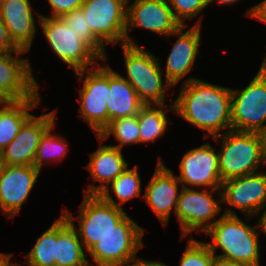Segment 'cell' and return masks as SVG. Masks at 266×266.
<instances>
[{"label": "cell", "mask_w": 266, "mask_h": 266, "mask_svg": "<svg viewBox=\"0 0 266 266\" xmlns=\"http://www.w3.org/2000/svg\"><path fill=\"white\" fill-rule=\"evenodd\" d=\"M182 83L173 101L175 114L202 130L206 138L232 130L231 88L194 77Z\"/></svg>", "instance_id": "6da1fadb"}, {"label": "cell", "mask_w": 266, "mask_h": 266, "mask_svg": "<svg viewBox=\"0 0 266 266\" xmlns=\"http://www.w3.org/2000/svg\"><path fill=\"white\" fill-rule=\"evenodd\" d=\"M258 223L249 226L238 215L221 214L219 220L205 233L211 242H205L215 255L220 249L221 258L245 264L246 266H260V245Z\"/></svg>", "instance_id": "7a4b0ae2"}, {"label": "cell", "mask_w": 266, "mask_h": 266, "mask_svg": "<svg viewBox=\"0 0 266 266\" xmlns=\"http://www.w3.org/2000/svg\"><path fill=\"white\" fill-rule=\"evenodd\" d=\"M220 138L218 163L222 182L256 173L262 165L266 166L259 133L230 130L212 139L218 143Z\"/></svg>", "instance_id": "3957f363"}, {"label": "cell", "mask_w": 266, "mask_h": 266, "mask_svg": "<svg viewBox=\"0 0 266 266\" xmlns=\"http://www.w3.org/2000/svg\"><path fill=\"white\" fill-rule=\"evenodd\" d=\"M126 69V79L146 104H166V89L173 88L163 79L160 60L151 51L140 46L121 45ZM165 81V85L163 83Z\"/></svg>", "instance_id": "277c9868"}, {"label": "cell", "mask_w": 266, "mask_h": 266, "mask_svg": "<svg viewBox=\"0 0 266 266\" xmlns=\"http://www.w3.org/2000/svg\"><path fill=\"white\" fill-rule=\"evenodd\" d=\"M145 229L126 214L87 252L96 266H123L144 247Z\"/></svg>", "instance_id": "5b68a950"}, {"label": "cell", "mask_w": 266, "mask_h": 266, "mask_svg": "<svg viewBox=\"0 0 266 266\" xmlns=\"http://www.w3.org/2000/svg\"><path fill=\"white\" fill-rule=\"evenodd\" d=\"M36 14L47 44L73 72L92 68L103 61L60 17H49L39 11Z\"/></svg>", "instance_id": "8992f818"}, {"label": "cell", "mask_w": 266, "mask_h": 266, "mask_svg": "<svg viewBox=\"0 0 266 266\" xmlns=\"http://www.w3.org/2000/svg\"><path fill=\"white\" fill-rule=\"evenodd\" d=\"M100 62L88 69L74 72L78 82L83 83L79 90V115L99 135L108 126V90L109 88V63ZM84 79V80H83Z\"/></svg>", "instance_id": "52a82bcc"}, {"label": "cell", "mask_w": 266, "mask_h": 266, "mask_svg": "<svg viewBox=\"0 0 266 266\" xmlns=\"http://www.w3.org/2000/svg\"><path fill=\"white\" fill-rule=\"evenodd\" d=\"M266 65L242 89L231 88L232 130L260 133L266 129Z\"/></svg>", "instance_id": "ba28073f"}, {"label": "cell", "mask_w": 266, "mask_h": 266, "mask_svg": "<svg viewBox=\"0 0 266 266\" xmlns=\"http://www.w3.org/2000/svg\"><path fill=\"white\" fill-rule=\"evenodd\" d=\"M214 194L218 199H214ZM221 189L184 188L180 191L174 216L180 225V239L192 234L206 232L219 218L222 210Z\"/></svg>", "instance_id": "9c48e42d"}, {"label": "cell", "mask_w": 266, "mask_h": 266, "mask_svg": "<svg viewBox=\"0 0 266 266\" xmlns=\"http://www.w3.org/2000/svg\"><path fill=\"white\" fill-rule=\"evenodd\" d=\"M127 1L84 0L81 5L92 33L105 47L126 44Z\"/></svg>", "instance_id": "30bf717a"}, {"label": "cell", "mask_w": 266, "mask_h": 266, "mask_svg": "<svg viewBox=\"0 0 266 266\" xmlns=\"http://www.w3.org/2000/svg\"><path fill=\"white\" fill-rule=\"evenodd\" d=\"M221 192L222 204L231 206L225 208L223 214L237 215L234 212L237 209L247 220L258 217V213L266 206V171L225 180Z\"/></svg>", "instance_id": "8fae6325"}, {"label": "cell", "mask_w": 266, "mask_h": 266, "mask_svg": "<svg viewBox=\"0 0 266 266\" xmlns=\"http://www.w3.org/2000/svg\"><path fill=\"white\" fill-rule=\"evenodd\" d=\"M79 209L80 213L75 217L78 220L76 228L87 252L127 214L99 195L84 194Z\"/></svg>", "instance_id": "7c38bea8"}, {"label": "cell", "mask_w": 266, "mask_h": 266, "mask_svg": "<svg viewBox=\"0 0 266 266\" xmlns=\"http://www.w3.org/2000/svg\"><path fill=\"white\" fill-rule=\"evenodd\" d=\"M27 52L20 50L0 55V102L34 98L40 92L29 57H21Z\"/></svg>", "instance_id": "4fadbf2b"}, {"label": "cell", "mask_w": 266, "mask_h": 266, "mask_svg": "<svg viewBox=\"0 0 266 266\" xmlns=\"http://www.w3.org/2000/svg\"><path fill=\"white\" fill-rule=\"evenodd\" d=\"M131 1L133 0L127 1L126 45L138 46L129 34L131 29L144 28L165 38L181 26L175 19L168 0Z\"/></svg>", "instance_id": "5bb4252c"}, {"label": "cell", "mask_w": 266, "mask_h": 266, "mask_svg": "<svg viewBox=\"0 0 266 266\" xmlns=\"http://www.w3.org/2000/svg\"><path fill=\"white\" fill-rule=\"evenodd\" d=\"M180 187L221 189L218 152L210 143L187 151L179 162Z\"/></svg>", "instance_id": "9a60e30c"}, {"label": "cell", "mask_w": 266, "mask_h": 266, "mask_svg": "<svg viewBox=\"0 0 266 266\" xmlns=\"http://www.w3.org/2000/svg\"><path fill=\"white\" fill-rule=\"evenodd\" d=\"M57 110L40 116L32 114L16 137L0 151L2 165L34 166L37 148L43 134L55 123Z\"/></svg>", "instance_id": "2e32d148"}, {"label": "cell", "mask_w": 266, "mask_h": 266, "mask_svg": "<svg viewBox=\"0 0 266 266\" xmlns=\"http://www.w3.org/2000/svg\"><path fill=\"white\" fill-rule=\"evenodd\" d=\"M200 17L189 29L184 30L188 26L181 25L175 32L166 37V39L178 37L172 45L165 65V79L172 86H176L192 71L194 63L201 53L199 49L203 16Z\"/></svg>", "instance_id": "e0dca14e"}, {"label": "cell", "mask_w": 266, "mask_h": 266, "mask_svg": "<svg viewBox=\"0 0 266 266\" xmlns=\"http://www.w3.org/2000/svg\"><path fill=\"white\" fill-rule=\"evenodd\" d=\"M34 166L2 165L0 171V210L6 218L18 215L40 174Z\"/></svg>", "instance_id": "ac0fdd59"}, {"label": "cell", "mask_w": 266, "mask_h": 266, "mask_svg": "<svg viewBox=\"0 0 266 266\" xmlns=\"http://www.w3.org/2000/svg\"><path fill=\"white\" fill-rule=\"evenodd\" d=\"M182 185L161 156L158 158L154 174L146 185L143 200L150 206L163 226L169 223L171 212L175 214Z\"/></svg>", "instance_id": "d6986e66"}, {"label": "cell", "mask_w": 266, "mask_h": 266, "mask_svg": "<svg viewBox=\"0 0 266 266\" xmlns=\"http://www.w3.org/2000/svg\"><path fill=\"white\" fill-rule=\"evenodd\" d=\"M96 137L101 142L100 146L89 154L90 159L85 168L89 171L93 181L100 182V184L90 183L88 188L84 189L83 195H98L129 166L122 153L123 150L111 146V144H103V138L99 135Z\"/></svg>", "instance_id": "ffe728a7"}, {"label": "cell", "mask_w": 266, "mask_h": 266, "mask_svg": "<svg viewBox=\"0 0 266 266\" xmlns=\"http://www.w3.org/2000/svg\"><path fill=\"white\" fill-rule=\"evenodd\" d=\"M30 0H5L0 5V17L9 37L21 50L30 52L38 28Z\"/></svg>", "instance_id": "44dd1931"}, {"label": "cell", "mask_w": 266, "mask_h": 266, "mask_svg": "<svg viewBox=\"0 0 266 266\" xmlns=\"http://www.w3.org/2000/svg\"><path fill=\"white\" fill-rule=\"evenodd\" d=\"M74 216L68 209L56 220L55 266H92L78 236Z\"/></svg>", "instance_id": "7402d4cb"}, {"label": "cell", "mask_w": 266, "mask_h": 266, "mask_svg": "<svg viewBox=\"0 0 266 266\" xmlns=\"http://www.w3.org/2000/svg\"><path fill=\"white\" fill-rule=\"evenodd\" d=\"M107 110L108 125L111 121L137 115L145 105L133 86L109 66Z\"/></svg>", "instance_id": "603a6c76"}, {"label": "cell", "mask_w": 266, "mask_h": 266, "mask_svg": "<svg viewBox=\"0 0 266 266\" xmlns=\"http://www.w3.org/2000/svg\"><path fill=\"white\" fill-rule=\"evenodd\" d=\"M41 98L39 92L34 98L0 102V151L16 137L24 122L32 115L29 111L39 106Z\"/></svg>", "instance_id": "cb8c5ba5"}, {"label": "cell", "mask_w": 266, "mask_h": 266, "mask_svg": "<svg viewBox=\"0 0 266 266\" xmlns=\"http://www.w3.org/2000/svg\"><path fill=\"white\" fill-rule=\"evenodd\" d=\"M167 104H146L140 109L137 114L140 143L155 142L164 136L169 123L167 111L175 113L174 104Z\"/></svg>", "instance_id": "d4e9b609"}, {"label": "cell", "mask_w": 266, "mask_h": 266, "mask_svg": "<svg viewBox=\"0 0 266 266\" xmlns=\"http://www.w3.org/2000/svg\"><path fill=\"white\" fill-rule=\"evenodd\" d=\"M139 166L135 165L118 175L108 186H106L98 195L106 202L123 209L122 204L136 197H143ZM111 190V195L110 194ZM142 195V196H141ZM116 196L119 203L114 199Z\"/></svg>", "instance_id": "484cf974"}, {"label": "cell", "mask_w": 266, "mask_h": 266, "mask_svg": "<svg viewBox=\"0 0 266 266\" xmlns=\"http://www.w3.org/2000/svg\"><path fill=\"white\" fill-rule=\"evenodd\" d=\"M56 127V123L51 126L41 137L35 160L34 167L40 171L43 169V165L48 162L61 161L65 158L69 151V144L67 140L60 136V134H52V130Z\"/></svg>", "instance_id": "4316f807"}, {"label": "cell", "mask_w": 266, "mask_h": 266, "mask_svg": "<svg viewBox=\"0 0 266 266\" xmlns=\"http://www.w3.org/2000/svg\"><path fill=\"white\" fill-rule=\"evenodd\" d=\"M112 135L119 144L117 143V145L111 146L117 147L121 150L127 145L140 144L138 116L133 115L113 120L99 134L104 141L109 139Z\"/></svg>", "instance_id": "83f0119b"}, {"label": "cell", "mask_w": 266, "mask_h": 266, "mask_svg": "<svg viewBox=\"0 0 266 266\" xmlns=\"http://www.w3.org/2000/svg\"><path fill=\"white\" fill-rule=\"evenodd\" d=\"M56 220L37 238L31 251L25 255L24 263L29 266H55ZM18 266H21L18 264Z\"/></svg>", "instance_id": "f1b7e54d"}, {"label": "cell", "mask_w": 266, "mask_h": 266, "mask_svg": "<svg viewBox=\"0 0 266 266\" xmlns=\"http://www.w3.org/2000/svg\"><path fill=\"white\" fill-rule=\"evenodd\" d=\"M66 26L82 39L103 61L108 59L106 47L94 36L81 8L60 17Z\"/></svg>", "instance_id": "f546056e"}, {"label": "cell", "mask_w": 266, "mask_h": 266, "mask_svg": "<svg viewBox=\"0 0 266 266\" xmlns=\"http://www.w3.org/2000/svg\"><path fill=\"white\" fill-rule=\"evenodd\" d=\"M186 245L178 266H211L214 254L205 242L190 236Z\"/></svg>", "instance_id": "4dcf8cb0"}, {"label": "cell", "mask_w": 266, "mask_h": 266, "mask_svg": "<svg viewBox=\"0 0 266 266\" xmlns=\"http://www.w3.org/2000/svg\"><path fill=\"white\" fill-rule=\"evenodd\" d=\"M175 19L184 26L185 20L193 19L209 6L208 0H168Z\"/></svg>", "instance_id": "1f68e13d"}, {"label": "cell", "mask_w": 266, "mask_h": 266, "mask_svg": "<svg viewBox=\"0 0 266 266\" xmlns=\"http://www.w3.org/2000/svg\"><path fill=\"white\" fill-rule=\"evenodd\" d=\"M51 7L50 17H62L75 9L81 8L84 0H46Z\"/></svg>", "instance_id": "d6a6232c"}, {"label": "cell", "mask_w": 266, "mask_h": 266, "mask_svg": "<svg viewBox=\"0 0 266 266\" xmlns=\"http://www.w3.org/2000/svg\"><path fill=\"white\" fill-rule=\"evenodd\" d=\"M20 50L9 37L7 27L0 17V55Z\"/></svg>", "instance_id": "836d02e7"}, {"label": "cell", "mask_w": 266, "mask_h": 266, "mask_svg": "<svg viewBox=\"0 0 266 266\" xmlns=\"http://www.w3.org/2000/svg\"><path fill=\"white\" fill-rule=\"evenodd\" d=\"M245 15L266 24V0H262L258 4L248 8Z\"/></svg>", "instance_id": "e575fe53"}, {"label": "cell", "mask_w": 266, "mask_h": 266, "mask_svg": "<svg viewBox=\"0 0 266 266\" xmlns=\"http://www.w3.org/2000/svg\"><path fill=\"white\" fill-rule=\"evenodd\" d=\"M132 262V263H131ZM131 263V264H130ZM123 266H166V264L162 261L157 260H145L142 258H133L129 260L125 265Z\"/></svg>", "instance_id": "d590c367"}, {"label": "cell", "mask_w": 266, "mask_h": 266, "mask_svg": "<svg viewBox=\"0 0 266 266\" xmlns=\"http://www.w3.org/2000/svg\"><path fill=\"white\" fill-rule=\"evenodd\" d=\"M211 266H246V265L214 255L212 258Z\"/></svg>", "instance_id": "8d00e7d4"}, {"label": "cell", "mask_w": 266, "mask_h": 266, "mask_svg": "<svg viewBox=\"0 0 266 266\" xmlns=\"http://www.w3.org/2000/svg\"><path fill=\"white\" fill-rule=\"evenodd\" d=\"M13 254L11 253H1L0 252V266H18L19 262L12 263L11 258Z\"/></svg>", "instance_id": "74e56055"}, {"label": "cell", "mask_w": 266, "mask_h": 266, "mask_svg": "<svg viewBox=\"0 0 266 266\" xmlns=\"http://www.w3.org/2000/svg\"><path fill=\"white\" fill-rule=\"evenodd\" d=\"M262 211L258 213V216L261 214V217L259 218V220H257L258 221L257 223H258L259 229H261L260 230L261 233L263 232L264 234H266V206L262 209Z\"/></svg>", "instance_id": "f35d334b"}, {"label": "cell", "mask_w": 266, "mask_h": 266, "mask_svg": "<svg viewBox=\"0 0 266 266\" xmlns=\"http://www.w3.org/2000/svg\"><path fill=\"white\" fill-rule=\"evenodd\" d=\"M261 141H262V154L266 164V129L261 131L260 133Z\"/></svg>", "instance_id": "ab89813d"}, {"label": "cell", "mask_w": 266, "mask_h": 266, "mask_svg": "<svg viewBox=\"0 0 266 266\" xmlns=\"http://www.w3.org/2000/svg\"><path fill=\"white\" fill-rule=\"evenodd\" d=\"M214 1H216L217 3H219V5H222V6L226 5V6H228V5H232V4L234 5V3H237V2H239L241 0H208L209 5L212 2H214Z\"/></svg>", "instance_id": "60d3db41"}, {"label": "cell", "mask_w": 266, "mask_h": 266, "mask_svg": "<svg viewBox=\"0 0 266 266\" xmlns=\"http://www.w3.org/2000/svg\"><path fill=\"white\" fill-rule=\"evenodd\" d=\"M262 62L266 65V56L263 58Z\"/></svg>", "instance_id": "b9f144b4"}]
</instances>
